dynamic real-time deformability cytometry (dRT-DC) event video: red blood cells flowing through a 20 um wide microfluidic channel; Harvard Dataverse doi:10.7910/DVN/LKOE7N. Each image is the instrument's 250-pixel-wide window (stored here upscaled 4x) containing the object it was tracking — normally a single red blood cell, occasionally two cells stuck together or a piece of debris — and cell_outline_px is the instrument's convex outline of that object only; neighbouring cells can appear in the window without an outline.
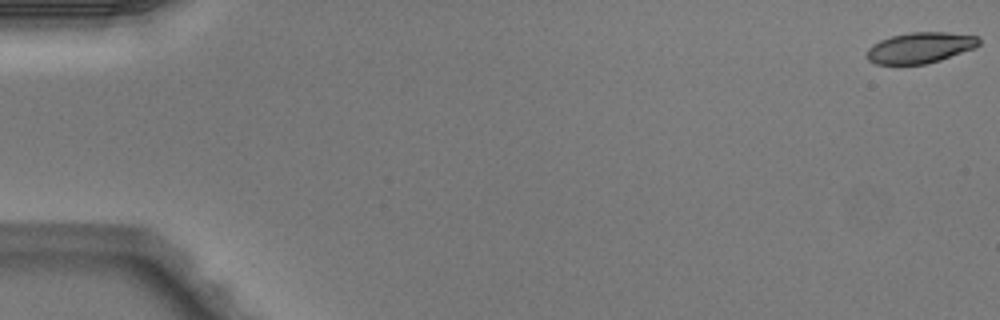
{"species": "Egyptian fruit bat (a non-hibernating species)", "species_latin": "Rousettus aegyptiacus", "temperature_condition": "warm", "stored_images_in_passage": 6, "camera_frame_rate_fps": 3000, "um_per_image_px": 0.085, "animal": {"sex": "male"}, "frame": {"image": 1, "passage_image": 1, "time_ms": 0.0, "image_size_px": [1000, 320], "cell_outline_px": [[980, 44], [976, 48], [940, 60], [924, 64], [876, 64], [868, 60], [864, 56], [868, 48], [872, 44], [880, 40], [892, 36], [912, 32], [948, 32], [976, 36], [980, 40]], "centroid_in_image_um": [78.2, 4.06], "position_along_channel_um": 6.8, "area_um2": 20.23}}
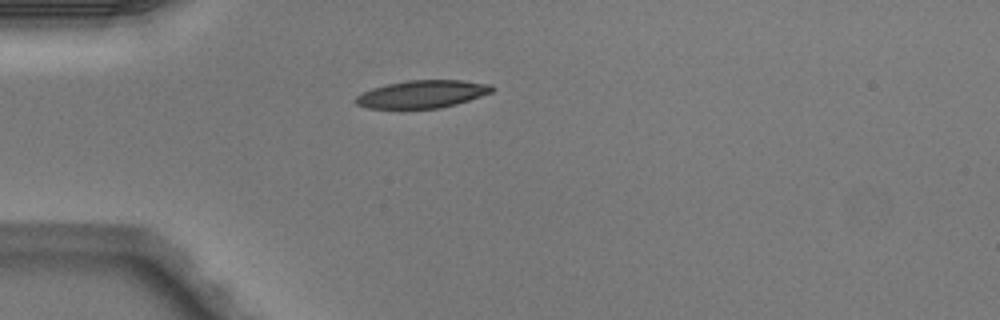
{"frame": {"image": 2, "passage_image": 5, "time_ms": 1.333, "image_size_px": [1000, 320], "cell_outline_px": [[496, 88], [492, 92], [456, 104], [440, 108], [368, 108], [356, 104], [352, 100], [356, 96], [372, 88], [388, 84], [408, 80], [464, 80], [492, 84]], "centroid_in_image_um": [35.91, 7.99], "position_along_channel_um": 49.1, "area_um2": 21.96}}